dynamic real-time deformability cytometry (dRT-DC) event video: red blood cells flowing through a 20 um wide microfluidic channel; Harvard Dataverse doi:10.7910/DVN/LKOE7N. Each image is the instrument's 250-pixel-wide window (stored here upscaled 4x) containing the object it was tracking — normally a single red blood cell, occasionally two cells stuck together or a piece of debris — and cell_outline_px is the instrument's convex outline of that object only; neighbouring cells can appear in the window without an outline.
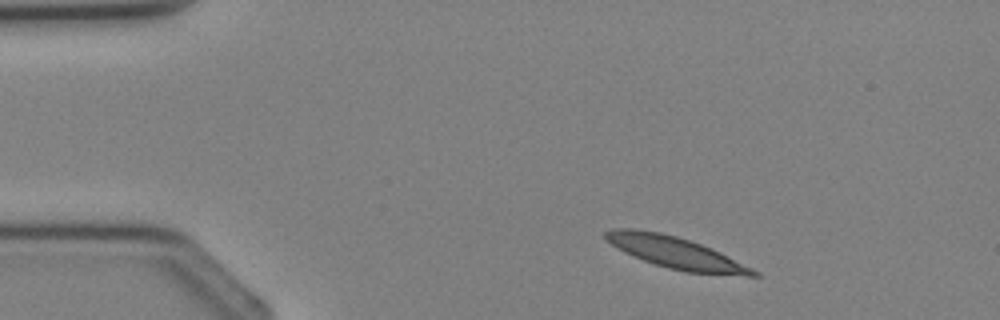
{"species": "Egyptian fruit bat (a non-hibernating species)", "species_latin": "Rousettus aegyptiacus", "temperature_condition": "cold", "stored_images_in_passage": 3, "camera_frame_rate_fps": 3000, "um_per_image_px": 0.085, "animal": {"sex": "female"}, "frame": {"image": 1, "passage_image": 1, "time_ms": 0.0, "image_size_px": [1000, 320], "cell_outline_px": [[760, 276], [744, 276], [684, 272], [668, 268], [644, 260], [624, 252], [612, 244], [604, 236], [604, 232], [612, 228], [636, 228], [660, 232], [676, 236], [700, 244], [720, 252], [760, 272]], "centroid_in_image_um": [57.45, 21.48], "position_along_channel_um": 27.5, "area_um2": 27.11}}